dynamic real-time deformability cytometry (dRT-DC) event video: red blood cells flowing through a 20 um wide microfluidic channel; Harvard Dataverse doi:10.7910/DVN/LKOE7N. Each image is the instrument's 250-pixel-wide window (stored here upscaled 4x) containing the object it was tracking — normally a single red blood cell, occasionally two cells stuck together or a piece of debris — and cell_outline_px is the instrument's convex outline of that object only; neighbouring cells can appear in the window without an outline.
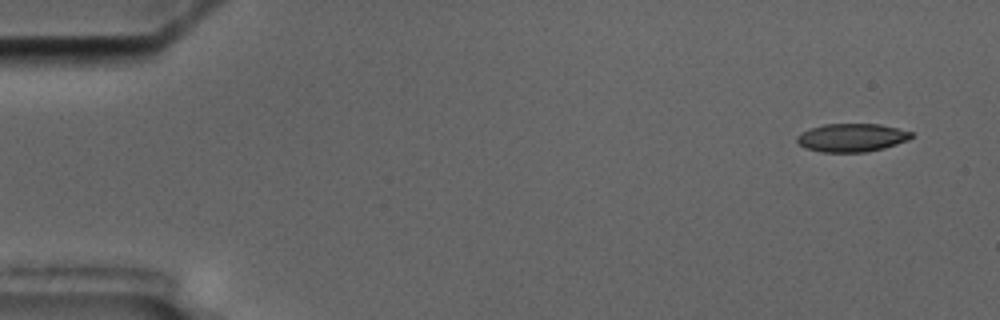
{"species": "common noctule bat (a hibernating species)", "species_latin": "Nyctalus noctula", "temperature_condition": "cold", "stored_images_in_passage": 6, "camera_frame_rate_fps": 3000, "um_per_image_px": 0.085, "animal": {"sex": "male", "body_mass_g": 17.5, "forearm_length_mm": 52.3}, "frame": {"image": 1, "passage_image": 1, "time_ms": 0.0, "image_size_px": [1000, 320], "cell_outline_px": [[912, 136], [908, 140], [884, 148], [868, 152], [820, 152], [804, 148], [796, 140], [796, 136], [800, 132], [824, 124], [880, 124], [912, 132]], "centroid_in_image_um": [72.37, 11.7], "position_along_channel_um": 12.6, "area_um2": 18.84}}
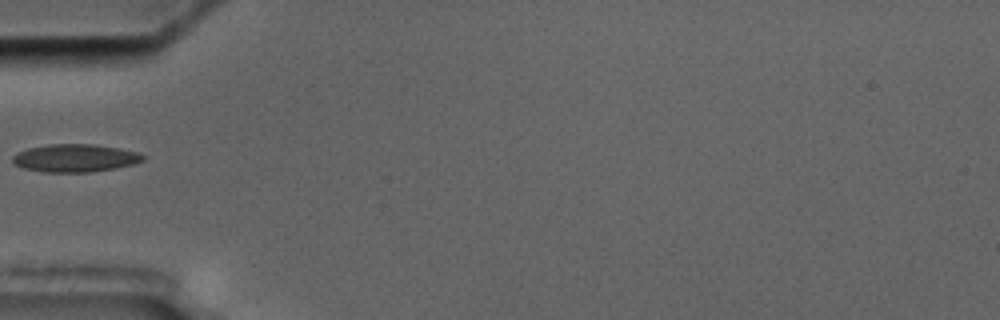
{"frame": {"image": 2, "passage_image": 5, "time_ms": 5.333, "image_size_px": [1000, 320], "cell_outline_px": [[144, 160], [132, 164], [116, 168], [92, 172], [44, 172], [24, 168], [12, 164], [12, 156], [16, 152], [28, 148], [48, 144], [96, 144], [120, 148], [140, 152], [144, 156]], "centroid_in_image_um": [6.37, 13.43], "position_along_channel_um": 78.6, "area_um2": 21.39}}